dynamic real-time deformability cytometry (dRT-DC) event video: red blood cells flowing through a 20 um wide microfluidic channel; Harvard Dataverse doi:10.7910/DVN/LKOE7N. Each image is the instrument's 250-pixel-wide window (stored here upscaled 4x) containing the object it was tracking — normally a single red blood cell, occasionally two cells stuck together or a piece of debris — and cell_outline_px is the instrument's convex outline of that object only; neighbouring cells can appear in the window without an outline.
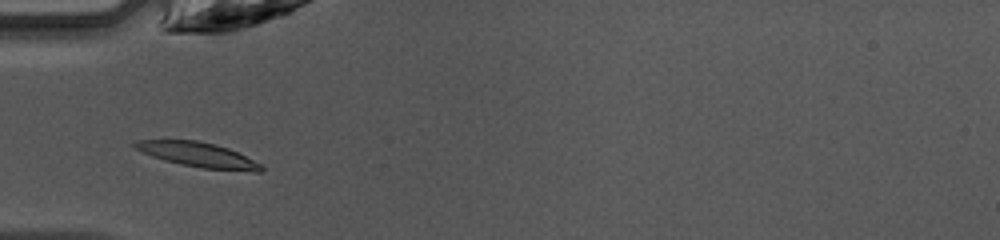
{"species": "common noctule bat (a hibernating species)", "species_latin": "Nyctalus noctula", "temperature_condition": "warm", "stored_images_in_passage": 34, "camera_frame_rate_fps": 3000, "um_per_image_px": 0.085, "animal": {"sex": "female", "body_mass_g": 10.0, "forearm_length_mm": 53.1}, "frame": {"image": 1, "passage_image": 2, "time_ms": 0.333, "image_size_px": [1000, 240], "cell_outline_px": [[264, 168], [260, 172], [256, 172], [204, 168], [180, 164], [164, 160], [152, 156], [136, 148], [132, 144], [136, 140], [196, 140], [228, 148], [264, 164]], "centroid_in_image_um": [16.89, 13.16], "position_along_channel_um": 68.1, "area_um2": 18.09}}
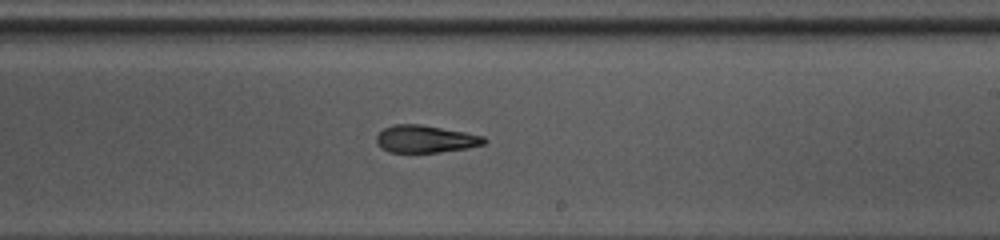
{"frame": {"image": 2, "passage_image": 15, "time_ms": 4.667, "image_size_px": [1000, 240], "cell_outline_px": [[488, 140], [484, 144], [468, 148], [440, 152], [388, 152], [376, 140], [376, 136], [384, 128], [392, 124], [420, 124], [464, 132], [484, 136]], "centroid_in_image_um": [36.19, 11.81], "position_along_channel_um": 252.8, "area_um2": 17.05}}
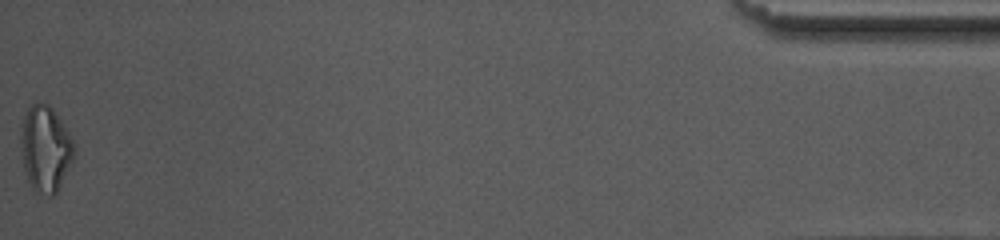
{"frame": {"image": 3, "passage_image": 34, "time_ms": 11.0, "image_size_px": [1000, 240], "cell_outline_px": [[76, 152], [56, 192], [52, 196], [48, 196], [32, 192], [24, 172], [20, 144], [20, 140], [24, 116], [28, 108], [36, 100], [48, 104], [56, 112], [76, 144]], "centroid_in_image_um": [3.85, 12.64], "position_along_channel_um": 431.3, "area_um2": 27.11}, "authors_computed_cell_mechanics": {"area_um2": 18.1492, "velocity_mm_per_s": 4.2432, "shape_relaxation_time_tau1_ms": 2.7599, "shape_relaxation_time_tau2_ms": 3.4689, "deformation_change_tau1": 0.1776, "deformation_change_tau2": 0.1245}}